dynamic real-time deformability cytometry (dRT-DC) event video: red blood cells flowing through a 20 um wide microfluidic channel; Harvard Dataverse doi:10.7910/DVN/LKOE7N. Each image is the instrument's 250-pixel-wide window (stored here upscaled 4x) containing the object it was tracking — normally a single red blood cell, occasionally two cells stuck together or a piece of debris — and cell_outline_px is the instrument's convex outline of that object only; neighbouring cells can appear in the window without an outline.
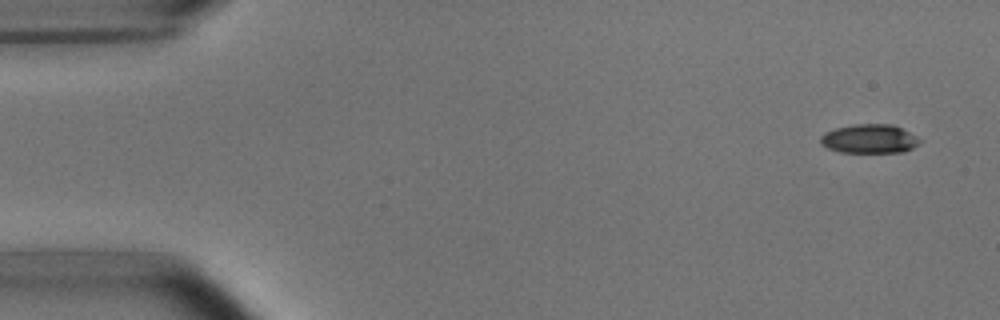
{"species": "common noctule bat (a hibernating species)", "species_latin": "Nyctalus noctula", "temperature_condition": "room temperature", "stored_images_in_passage": 7, "camera_frame_rate_fps": 3000, "um_per_image_px": 0.085, "animal": {"sex": "male", "body_mass_g": 15.6}, "frame": {"image": 1, "passage_image": 1, "time_ms": 0.0, "image_size_px": [1000, 320], "cell_outline_px": [[924, 140], [912, 148], [904, 152], [840, 152], [828, 148], [820, 144], [820, 136], [824, 132], [836, 128], [856, 124], [892, 124]], "centroid_in_image_um": [73.89, 11.8], "position_along_channel_um": 11.1, "area_um2": 16.76}}
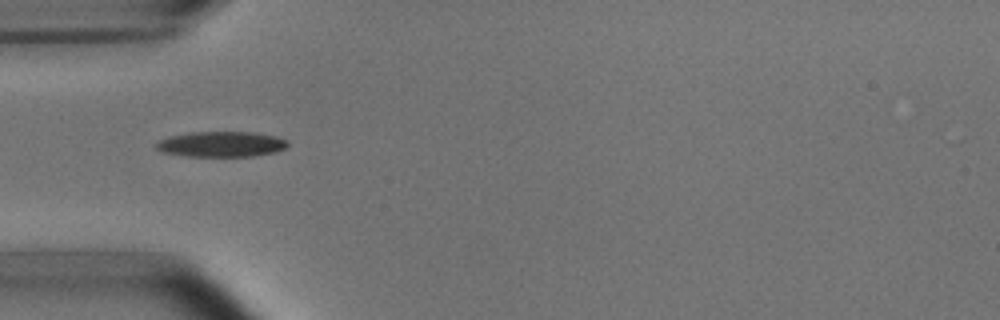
{"frame": {"image": 2, "passage_image": 5, "time_ms": 4.667, "image_size_px": [1000, 320], "cell_outline_px": [[288, 144], [284, 148], [276, 152], [256, 156], [188, 156], [160, 152], [156, 148], [156, 144], [160, 140], [168, 136], [192, 132], [256, 132], [276, 136], [288, 140]], "centroid_in_image_um": [18.82, 12.25], "position_along_channel_um": 66.2, "area_um2": 19.59}}
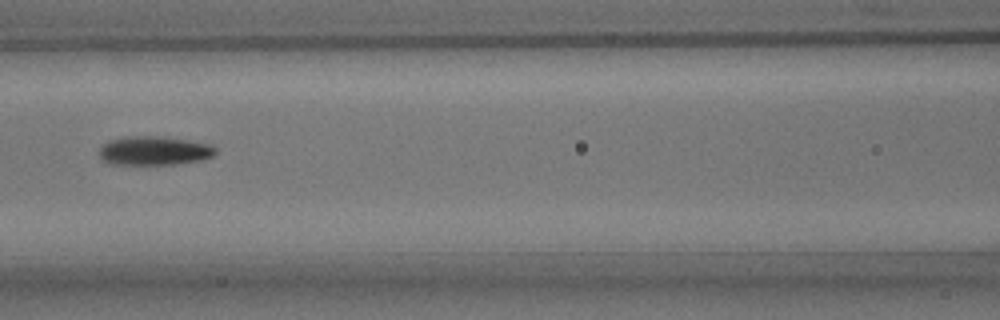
{"frame": {"image": 3, "passage_image": 7, "time_ms": 7.0, "image_size_px": [1000, 320], "cell_outline_px": [[216, 152], [212, 156], [204, 160], [176, 164], [112, 164], [104, 160], [100, 156], [100, 148], [108, 140], [132, 136], [160, 136], [212, 144], [216, 148]], "centroid_in_image_um": [13.15, 12.81], "position_along_channel_um": 153.4, "area_um2": 19.54}}